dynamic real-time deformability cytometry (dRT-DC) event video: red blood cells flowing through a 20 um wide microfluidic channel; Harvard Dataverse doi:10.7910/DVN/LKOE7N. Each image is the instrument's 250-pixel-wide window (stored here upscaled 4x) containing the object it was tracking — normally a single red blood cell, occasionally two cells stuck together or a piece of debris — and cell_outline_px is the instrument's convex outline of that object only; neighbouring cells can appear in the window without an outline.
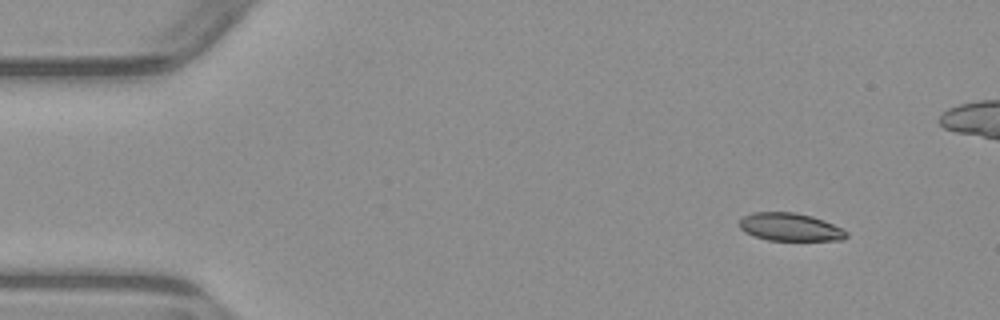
{"species": "common noctule bat (a hibernating species)", "species_latin": "Nyctalus noctula", "temperature_condition": "warm", "stored_images_in_passage": 4, "camera_frame_rate_fps": 3000, "um_per_image_px": 0.085, "animal": {"sex": "male", "body_mass_g": 23.1, "forearm_length_mm": 52.7}, "frame": {"image": 1, "passage_image": 1, "time_ms": 0.0, "image_size_px": [1000, 320], "cell_outline_px": [[848, 236], [844, 240], [768, 240], [752, 236], [744, 232], [740, 228], [740, 220], [744, 216], [752, 212], [792, 212], [812, 216], [824, 220], [848, 232]], "centroid_in_image_um": [67.14, 19.3], "position_along_channel_um": 17.9, "area_um2": 17.4}}